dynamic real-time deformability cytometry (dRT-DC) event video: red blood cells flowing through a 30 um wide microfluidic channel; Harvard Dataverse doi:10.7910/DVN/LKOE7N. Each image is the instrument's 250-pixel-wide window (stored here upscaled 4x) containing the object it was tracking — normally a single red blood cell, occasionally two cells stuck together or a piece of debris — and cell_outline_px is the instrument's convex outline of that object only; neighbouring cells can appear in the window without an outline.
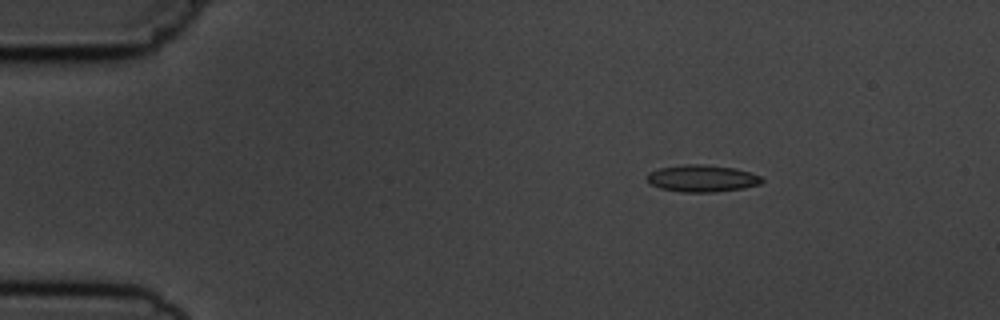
{"species": "common noctule bat (a hibernating species)", "species_latin": "Nyctalus noctula", "temperature_condition": "cold", "stored_images_in_passage": 5, "segment_of_instrument_passage": [1, 2], "camera_frame_rate_fps": 3000, "um_per_image_px": 0.085, "animal": {"sex": "male", "body_mass_g": 19.5, "forearm_length_mm": 54.6}, "frame": {"image": 1, "passage_image": 2, "time_ms": 1.0, "image_size_px": [1000, 320], "cell_outline_px": [[764, 180], [760, 184], [744, 188], [712, 192], [680, 192], [660, 188], [652, 184], [648, 180], [648, 172], [660, 168], [680, 164], [704, 164], [736, 168], [752, 172], [760, 176]], "centroid_in_image_um": [59.7, 15.15], "position_along_channel_um": 25.3, "area_um2": 18.15}}